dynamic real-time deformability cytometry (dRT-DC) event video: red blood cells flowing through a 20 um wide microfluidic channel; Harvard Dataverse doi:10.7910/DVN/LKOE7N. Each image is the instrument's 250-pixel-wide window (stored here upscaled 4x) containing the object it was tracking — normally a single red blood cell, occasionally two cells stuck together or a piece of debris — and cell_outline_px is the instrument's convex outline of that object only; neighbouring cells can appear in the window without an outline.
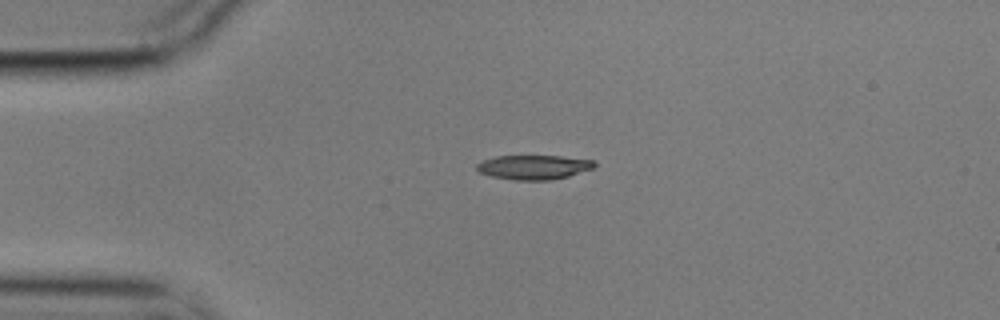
{"species": "common noctule bat (a hibernating species)", "species_latin": "Nyctalus noctula", "temperature_condition": "cold", "stored_images_in_passage": 5, "camera_frame_rate_fps": 3000, "um_per_image_px": 0.085, "animal": {"sex": "male", "body_mass_g": 17.9}, "frame": {"image": 1, "passage_image": 4, "time_ms": 1.0, "image_size_px": [1000, 320], "cell_outline_px": [[596, 164], [592, 168], [568, 176], [548, 180], [512, 180], [492, 176], [480, 172], [476, 168], [476, 164], [484, 160], [496, 156], [560, 156], [592, 160]], "centroid_in_image_um": [45.33, 14.21], "position_along_channel_um": 39.7, "area_um2": 16.47}}